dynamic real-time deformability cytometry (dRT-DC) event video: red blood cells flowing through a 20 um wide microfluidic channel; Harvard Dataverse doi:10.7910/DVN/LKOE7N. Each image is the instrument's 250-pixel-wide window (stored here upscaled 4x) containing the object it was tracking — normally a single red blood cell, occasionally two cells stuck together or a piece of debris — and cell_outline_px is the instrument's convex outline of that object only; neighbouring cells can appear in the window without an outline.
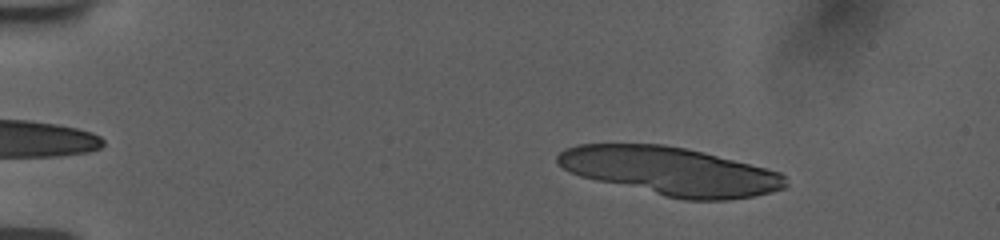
{"species": "human", "species_latin": "Homo sapiens", "temperature_condition": "room temperature", "stored_images_in_passage": 15, "camera_frame_rate_fps": 3000, "um_per_image_px": 0.085, "donor": {"sex": "female"}, "frame": {"image": 1, "passage_image": 4, "time_ms": 1.0, "image_size_px": [1000, 240], "cell_outline_px": [[788, 184], [784, 188], [772, 192], [752, 196], [728, 200], [684, 200], [664, 196], [596, 180], [580, 176], [564, 168], [556, 160], [556, 156], [564, 148], [576, 144], [664, 144], [704, 152], [780, 172], [784, 176]], "centroid_in_image_um": [56.98, 14.55], "position_along_channel_um": 28.0, "area_um2": 63.75}}